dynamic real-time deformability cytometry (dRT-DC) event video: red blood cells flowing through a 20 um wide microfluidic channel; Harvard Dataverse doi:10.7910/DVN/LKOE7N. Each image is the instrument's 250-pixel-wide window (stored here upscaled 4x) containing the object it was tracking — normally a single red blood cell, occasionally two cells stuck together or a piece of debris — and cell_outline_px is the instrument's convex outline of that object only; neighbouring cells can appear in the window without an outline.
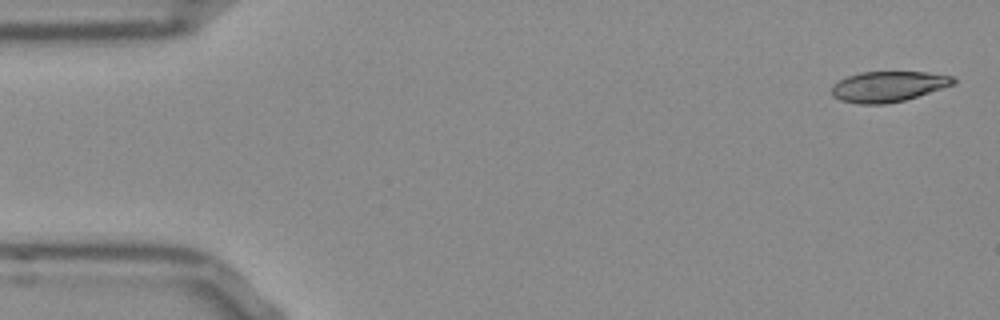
{"species": "Egyptian fruit bat (a non-hibernating species)", "species_latin": "Rousettus aegyptiacus", "temperature_condition": "room temperature", "stored_images_in_passage": 52, "camera_frame_rate_fps": 3000, "um_per_image_px": 0.085, "frame": {"image": 1, "passage_image": 1, "time_ms": 0.0, "image_size_px": [1000, 320], "cell_outline_px": [[956, 84], [904, 100], [884, 104], [860, 104], [840, 100], [832, 96], [832, 84], [848, 76], [860, 72], [924, 72], [952, 76], [956, 80]], "centroid_in_image_um": [75.49, 7.35], "position_along_channel_um": 9.5, "area_um2": 21.56}}
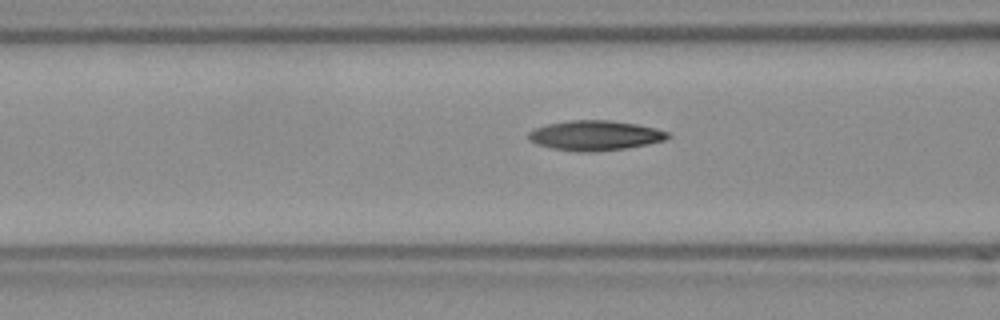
{"frame": {"image": 2, "passage_image": 19, "time_ms": 6.0, "image_size_px": [1000, 320], "cell_outline_px": [[672, 136], [664, 140], [648, 144], [624, 148], [580, 152], [552, 148], [536, 144], [528, 140], [528, 132], [536, 128], [548, 124], [568, 120], [608, 120], [636, 124], [656, 128], [668, 132]], "centroid_in_image_um": [50.57, 11.5], "position_along_channel_um": 116.0, "area_um2": 24.04}}
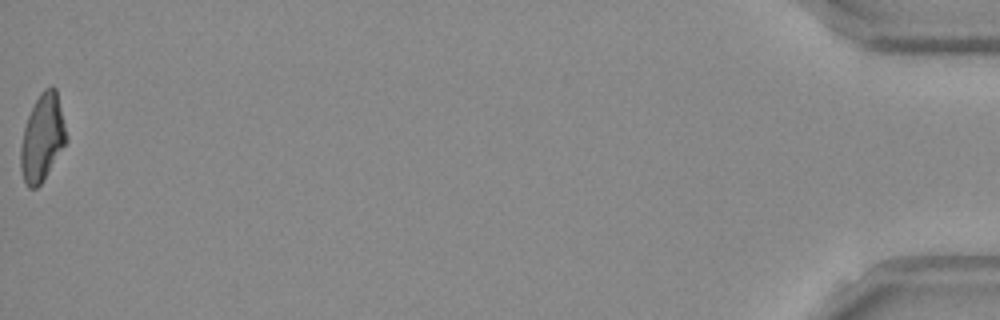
{"frame": {"image": 3, "passage_image": 52, "time_ms": 17.0, "image_size_px": [1000, 320], "cell_outline_px": [[68, 140], [40, 184], [36, 188], [28, 188], [24, 180], [20, 168], [20, 148], [24, 128], [28, 116], [40, 92], [44, 88], [52, 84], [56, 88], [68, 136]], "centroid_in_image_um": [3.61, 11.67], "position_along_channel_um": 431.6, "area_um2": 23.06}, "authors_computed_cell_mechanics": {"area_um2": 23.2356, "velocity_mm_per_s": 3.8281, "shape_relaxation_time_tau1_ms": null, "shape_relaxation_time_tau2_ms": 3.8369, "deformation_change_tau1": null, "deformation_change_tau2": 0.1121}}